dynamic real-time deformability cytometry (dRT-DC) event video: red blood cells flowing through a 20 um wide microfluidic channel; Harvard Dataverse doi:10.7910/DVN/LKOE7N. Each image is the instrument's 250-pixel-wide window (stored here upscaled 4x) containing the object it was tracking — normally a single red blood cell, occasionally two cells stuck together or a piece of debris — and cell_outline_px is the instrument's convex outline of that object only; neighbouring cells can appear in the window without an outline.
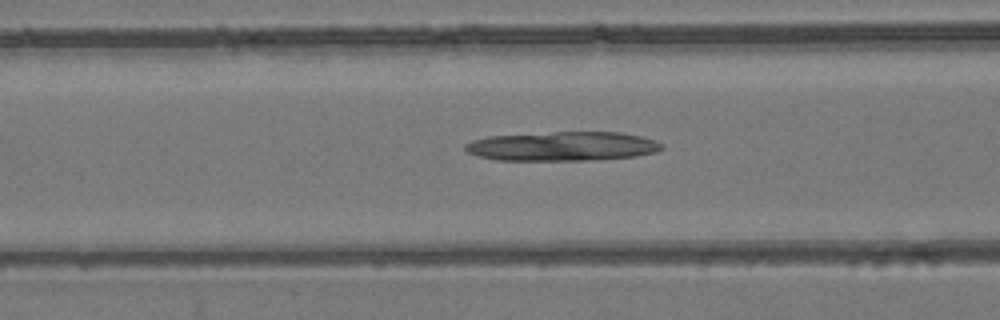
{"species": "common noctule bat (a hibernating species)", "species_latin": "Nyctalus noctula", "temperature_condition": "room temperature", "stored_images_in_passage": 52, "camera_frame_rate_fps": 3000, "um_per_image_px": 0.085, "animal": {"sex": "female", "body_mass_g": 24.6, "forearm_length_mm": 56.2}, "frame": {"image": 1, "passage_image": 20, "time_ms": 6.333, "image_size_px": [1000, 320], "cell_outline_px": [[664, 148], [656, 152], [636, 156], [588, 160], [496, 160], [480, 156], [468, 152], [464, 148], [464, 144], [472, 140], [488, 136], [552, 132], [620, 132], [640, 136], [656, 140], [664, 144]], "centroid_in_image_um": [47.83, 12.43], "position_along_channel_um": 118.8, "area_um2": 33.52}}
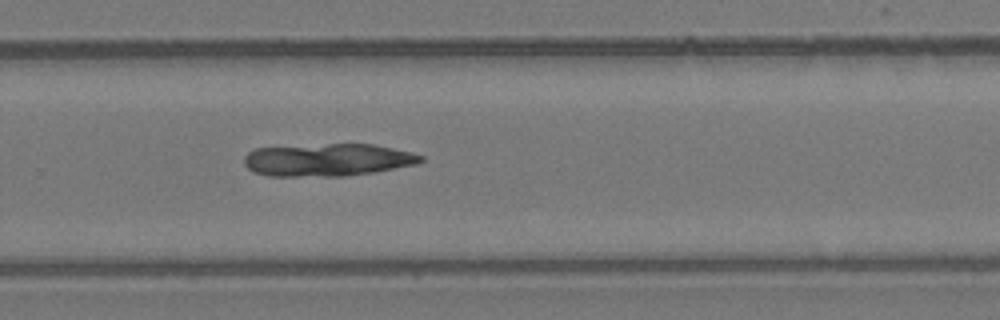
{"frame": {"image": 2, "passage_image": 34, "time_ms": 11.0, "image_size_px": [1000, 320], "cell_outline_px": [[424, 160], [416, 164], [372, 172], [348, 176], [268, 176], [252, 172], [244, 164], [244, 156], [248, 152], [256, 148], [328, 144], [372, 144], [392, 148], [424, 156]], "centroid_in_image_um": [27.8, 13.59], "position_along_channel_um": 302.0, "area_um2": 33.41}}
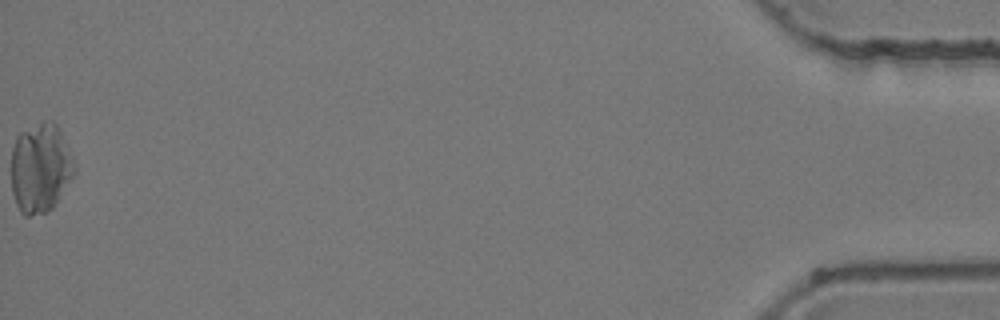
{"frame": {"image": 3, "passage_image": 52, "time_ms": 17.0, "image_size_px": [1000, 320], "cell_outline_px": [[76, 168], [72, 176], [60, 196], [52, 208], [48, 212], [28, 216], [24, 216], [20, 212], [16, 204], [12, 192], [12, 148], [16, 136], [20, 132], [44, 120], [52, 120], [56, 124], [72, 156]], "centroid_in_image_um": [3.41, 14.28], "position_along_channel_um": 431.8, "area_um2": 32.77}}